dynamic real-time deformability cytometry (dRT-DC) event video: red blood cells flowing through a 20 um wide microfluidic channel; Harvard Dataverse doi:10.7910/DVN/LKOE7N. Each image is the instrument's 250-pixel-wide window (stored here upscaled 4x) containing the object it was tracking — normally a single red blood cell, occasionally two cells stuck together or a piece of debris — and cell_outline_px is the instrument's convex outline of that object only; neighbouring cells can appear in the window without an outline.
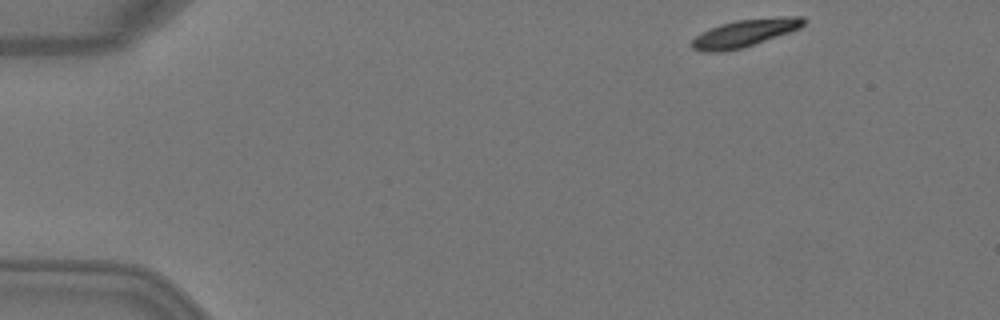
{"species": "Egyptian fruit bat (a non-hibernating species)", "species_latin": "Rousettus aegyptiacus", "temperature_condition": "warm", "stored_images_in_passage": 5, "camera_frame_rate_fps": 3000, "um_per_image_px": 0.085, "animal": {"sex": "female"}, "frame": {"image": 1, "passage_image": 1, "time_ms": 0.0, "image_size_px": [1000, 320], "cell_outline_px": [[808, 20], [800, 28], [740, 48], [720, 52], [704, 52], [692, 48], [692, 40], [696, 36], [708, 28], [720, 24], [736, 20], [780, 16], [804, 16]], "centroid_in_image_um": [63.31, 2.78], "position_along_channel_um": 21.7, "area_um2": 17.74}}
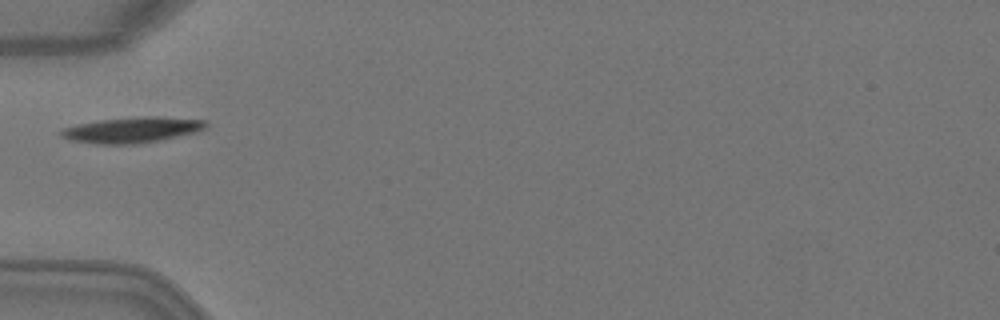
{"frame": {"image": 2, "passage_image": 4, "time_ms": 1.0, "image_size_px": [1000, 320], "cell_outline_px": [[208, 124], [204, 128], [196, 132], [160, 140], [136, 144], [96, 144], [68, 140], [60, 136], [60, 128], [76, 124], [100, 120], [144, 116], [156, 116], [208, 120]], "centroid_in_image_um": [11.19, 11.04], "position_along_channel_um": 73.8, "area_um2": 21.85}}
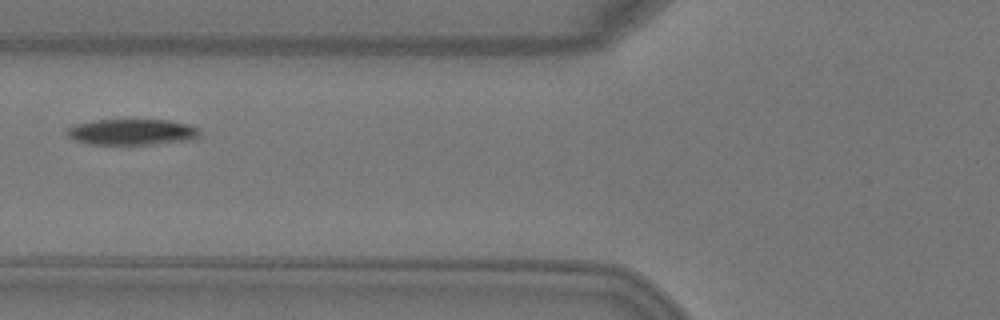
{"frame": {"image": 3, "passage_image": 5, "time_ms": 1.333, "image_size_px": [1000, 320], "cell_outline_px": [[200, 136], [192, 140], [152, 144], [92, 144], [76, 140], [68, 136], [64, 132], [68, 128], [76, 124], [92, 120], [168, 120], [188, 124], [200, 128]], "centroid_in_image_um": [11.25, 11.21], "position_along_channel_um": 114.5, "area_um2": 20.11}}